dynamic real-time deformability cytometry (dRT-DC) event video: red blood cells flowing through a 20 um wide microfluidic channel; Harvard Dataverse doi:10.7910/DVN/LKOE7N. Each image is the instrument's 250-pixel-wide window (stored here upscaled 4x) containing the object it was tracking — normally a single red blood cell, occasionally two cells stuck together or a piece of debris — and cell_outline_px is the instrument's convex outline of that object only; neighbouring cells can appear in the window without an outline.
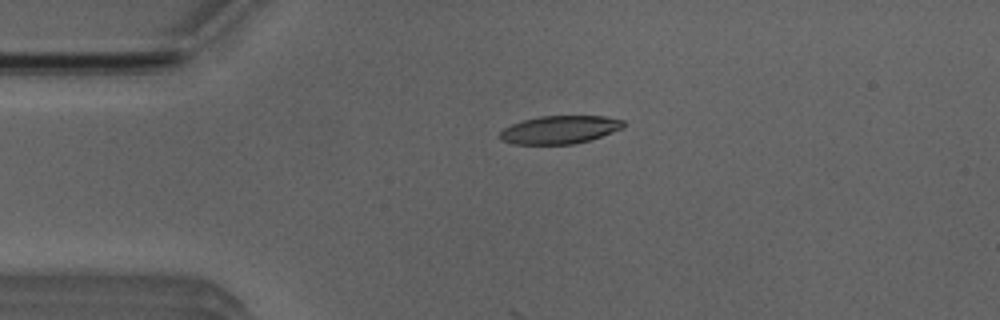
{"species": "Egyptian fruit bat (a non-hibernating species)", "species_latin": "Rousettus aegyptiacus", "temperature_condition": "room temperature", "stored_images_in_passage": 7, "camera_frame_rate_fps": 3000, "um_per_image_px": 0.085, "animal": {"sex": "male"}, "frame": {"image": 1, "passage_image": 3, "time_ms": 2.333, "image_size_px": [1000, 320], "cell_outline_px": [[624, 128], [588, 140], [572, 144], [516, 144], [500, 140], [496, 136], [504, 128], [512, 124], [524, 120], [540, 116], [604, 116], [624, 120]], "centroid_in_image_um": [47.55, 11.02], "position_along_channel_um": 37.5, "area_um2": 20.11}}